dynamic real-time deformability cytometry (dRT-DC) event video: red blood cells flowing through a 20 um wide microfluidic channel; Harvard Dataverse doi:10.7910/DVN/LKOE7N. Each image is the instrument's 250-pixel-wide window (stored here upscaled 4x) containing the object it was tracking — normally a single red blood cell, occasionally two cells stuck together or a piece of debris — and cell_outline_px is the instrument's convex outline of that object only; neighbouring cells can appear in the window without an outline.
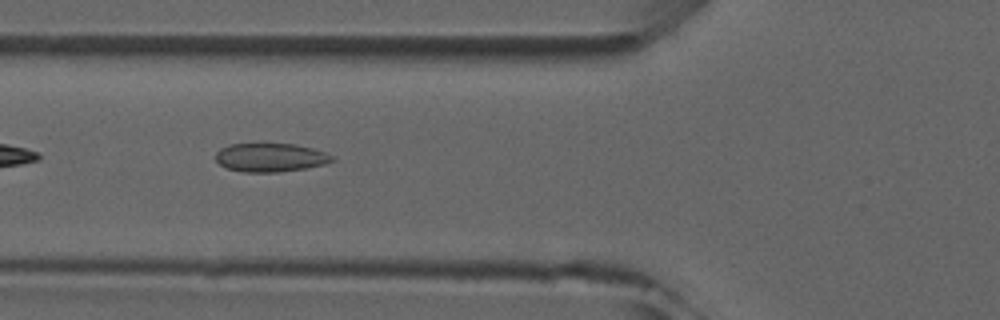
{"species": "common noctule bat (a hibernating species)", "species_latin": "Nyctalus noctula", "temperature_condition": "room temperature", "stored_images_in_passage": 6, "camera_frame_rate_fps": 3000, "um_per_image_px": 0.085, "animal": {"sex": "male", "forearm_length_mm": 52.5}, "frame": {"image": 1, "passage_image": 5, "time_ms": 4.667, "image_size_px": [1000, 320], "cell_outline_px": [[336, 160], [324, 164], [304, 168], [280, 172], [244, 172], [228, 168], [220, 164], [216, 160], [216, 152], [220, 148], [228, 144], [296, 144], [312, 148], [324, 152], [332, 156]], "centroid_in_image_um": [22.98, 13.38], "position_along_channel_um": 102.8, "area_um2": 19.31}}
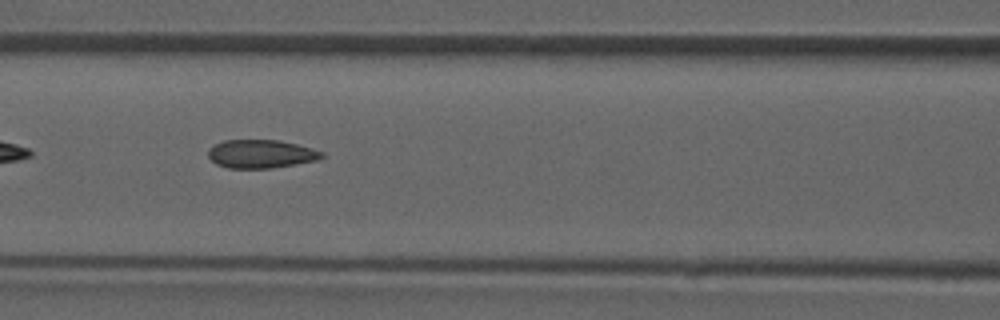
{"frame": {"image": 2, "passage_image": 6, "time_ms": 5.667, "image_size_px": [1000, 320], "cell_outline_px": [[324, 156], [316, 160], [296, 164], [272, 168], [228, 168], [216, 164], [208, 156], [208, 148], [224, 140], [280, 140], [312, 148], [324, 152]], "centroid_in_image_um": [22.18, 13.08], "position_along_channel_um": 144.4, "area_um2": 18.79}}